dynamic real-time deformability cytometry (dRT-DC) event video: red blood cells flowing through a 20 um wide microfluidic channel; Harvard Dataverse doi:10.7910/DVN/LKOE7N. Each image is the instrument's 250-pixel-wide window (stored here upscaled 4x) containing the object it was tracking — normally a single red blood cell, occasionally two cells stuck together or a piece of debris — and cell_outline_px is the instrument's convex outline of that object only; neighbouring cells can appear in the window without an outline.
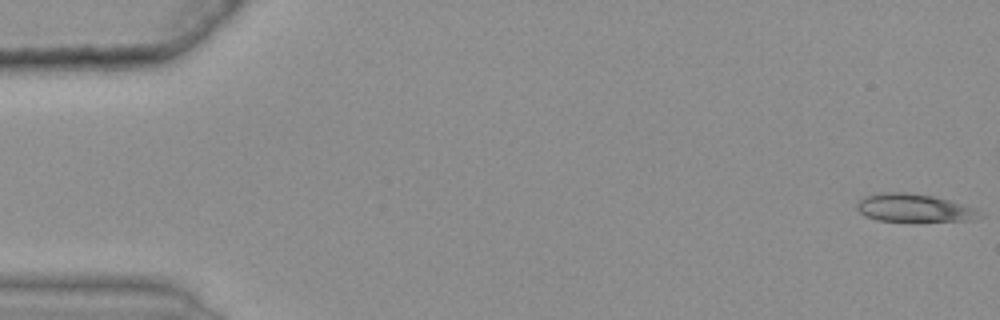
{"species": "common noctule bat (a hibernating species)", "species_latin": "Nyctalus noctula", "temperature_condition": "warm", "stored_images_in_passage": 48, "camera_frame_rate_fps": 3000, "um_per_image_px": 0.085, "animal": {"sex": "female", "body_mass_g": 25.1}, "frame": {"image": 1, "passage_image": 1, "time_ms": 0.0, "image_size_px": [1000, 320], "cell_outline_px": [[980, 216], [968, 220], [876, 220], [864, 216], [856, 208], [856, 204], [864, 196], [880, 192], [904, 192], [932, 196], [948, 200], [972, 208]], "centroid_in_image_um": [77.54, 17.65], "position_along_channel_um": 7.5, "area_um2": 19.25}}
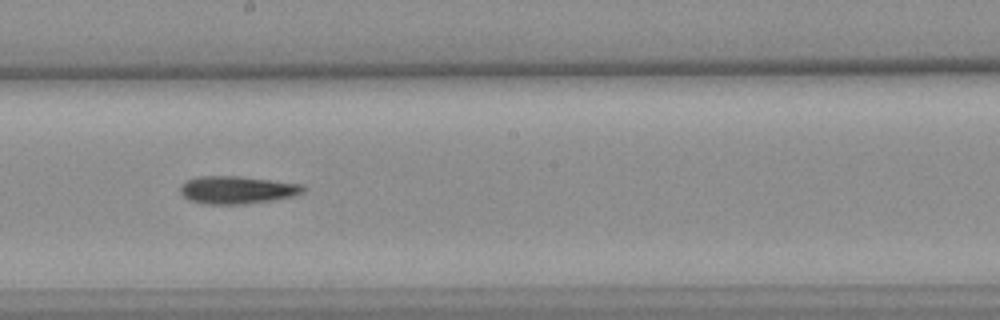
{"frame": {"image": 2, "passage_image": 31, "time_ms": 10.0, "image_size_px": [1000, 320], "cell_outline_px": [[308, 188], [304, 192], [296, 196], [272, 200], [244, 204], [208, 204], [192, 200], [184, 196], [180, 192], [180, 184], [184, 180], [196, 176], [240, 176], [304, 184]], "centroid_in_image_um": [20.2, 16.12], "position_along_channel_um": 228.0, "area_um2": 20.11}}
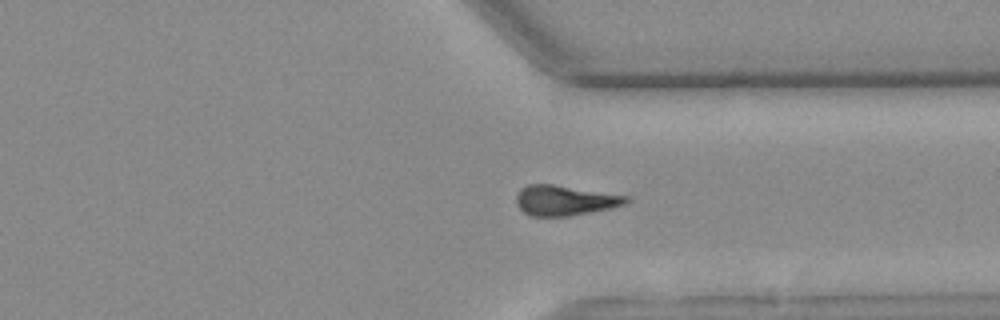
{"frame": {"image": 3, "passage_image": 42, "time_ms": 13.667, "image_size_px": [1000, 320], "cell_outline_px": [[628, 200], [624, 204], [608, 208], [568, 216], [528, 216], [516, 204], [516, 196], [520, 188], [528, 184], [552, 184], [628, 196]], "centroid_in_image_um": [47.93, 17.03], "position_along_channel_um": 363.5, "area_um2": 19.02}}